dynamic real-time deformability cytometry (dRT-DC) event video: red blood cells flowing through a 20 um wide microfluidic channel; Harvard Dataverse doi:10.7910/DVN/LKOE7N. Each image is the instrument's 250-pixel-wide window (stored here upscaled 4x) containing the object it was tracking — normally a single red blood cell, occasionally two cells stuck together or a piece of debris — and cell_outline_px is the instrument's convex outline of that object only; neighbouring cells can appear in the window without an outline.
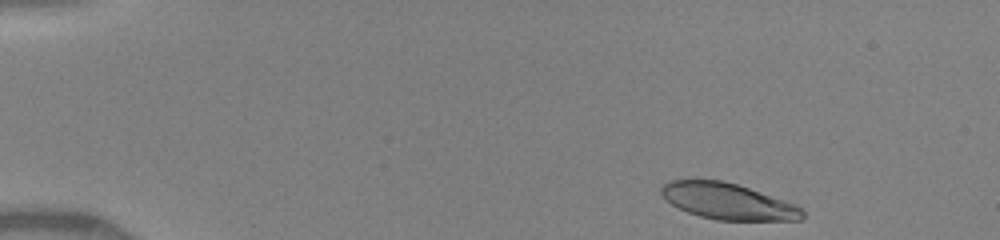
{"species": "human", "species_latin": "Homo sapiens", "temperature_condition": "warm", "stored_images_in_passage": 34, "camera_frame_rate_fps": 3000, "um_per_image_px": 0.085, "donor": {"sex": "female"}, "frame": {"image": 1, "passage_image": 1, "time_ms": 0.0, "image_size_px": [1000, 240], "cell_outline_px": [[804, 216], [800, 220], [716, 220], [700, 216], [688, 212], [672, 204], [660, 192], [660, 188], [668, 180], [724, 180], [796, 204], [804, 212]], "centroid_in_image_um": [61.87, 17.11], "position_along_channel_um": 23.1, "area_um2": 29.42}}
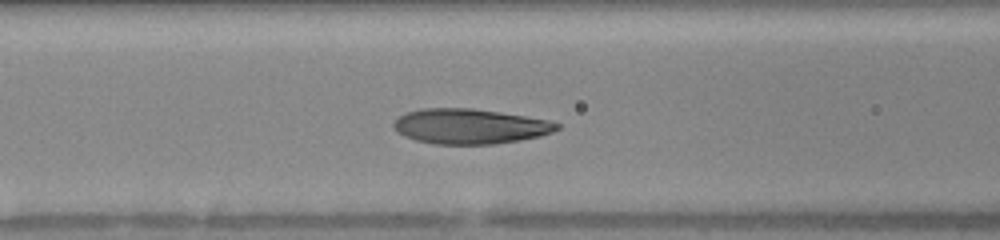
{"frame": {"image": 2, "passage_image": 15, "time_ms": 5.0, "image_size_px": [1000, 240], "cell_outline_px": [[560, 128], [552, 132], [540, 136], [520, 140], [492, 144], [432, 144], [416, 140], [404, 136], [396, 132], [392, 124], [400, 116], [408, 112], [420, 108], [472, 108], [500, 112], [548, 120], [560, 124]], "centroid_in_image_um": [39.92, 10.74], "position_along_channel_um": 126.7, "area_um2": 33.35}}
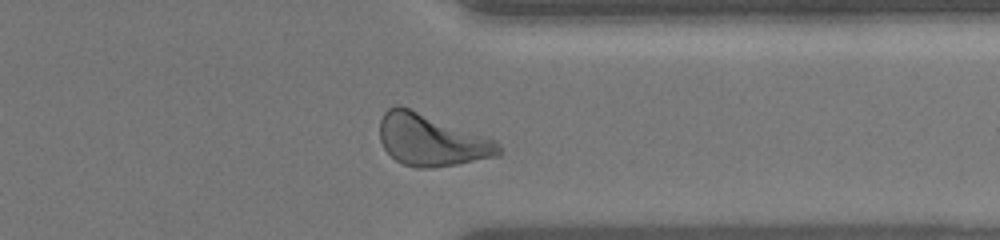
{"frame": {"image": 3, "passage_image": 33, "time_ms": 11.0, "image_size_px": [1000, 240], "cell_outline_px": [[500, 156], [456, 164], [432, 168], [416, 168], [404, 164], [396, 160], [384, 148], [380, 140], [380, 120], [384, 112], [388, 108], [396, 104], [400, 104], [488, 136], [496, 140], [500, 144]], "centroid_in_image_um": [36.68, 11.88], "position_along_channel_um": 374.7, "area_um2": 36.3}, "authors_computed_cell_mechanics": {"area_um2": 33.2928, "velocity_mm_per_s": 4.1388, "shape_relaxation_time_tau1_ms": 2.3578, "shape_relaxation_time_tau2_ms": 0.7305, "deformation_change_tau1": 0.1577, "deformation_change_tau2": 0.0738}}